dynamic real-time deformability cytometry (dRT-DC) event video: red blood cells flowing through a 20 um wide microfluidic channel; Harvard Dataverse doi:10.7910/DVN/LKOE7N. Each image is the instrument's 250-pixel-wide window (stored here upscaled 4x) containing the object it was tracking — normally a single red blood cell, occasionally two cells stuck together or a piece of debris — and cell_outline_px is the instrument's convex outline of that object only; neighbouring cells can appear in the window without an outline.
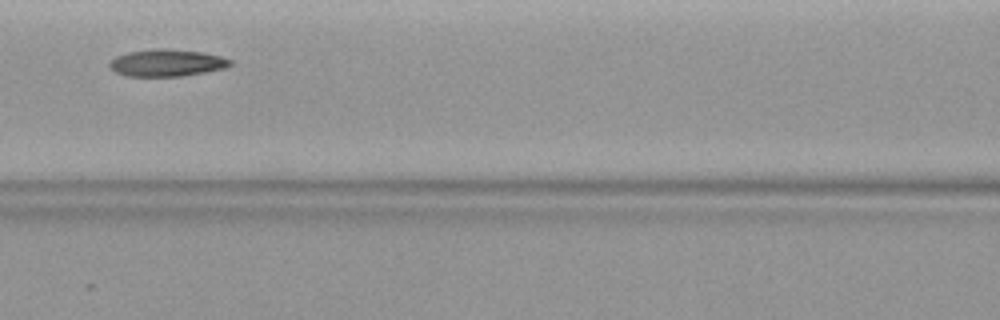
{"species": "common noctule bat (a hibernating species)", "species_latin": "Nyctalus noctula", "temperature_condition": "warm", "stored_images_in_passage": 5, "camera_frame_rate_fps": 3000, "um_per_image_px": 0.085, "animal": {"sex": "female", "body_mass_g": 19.9}, "frame": {"image": 1, "passage_image": 4, "time_ms": 3.667, "image_size_px": [1000, 320], "cell_outline_px": [[232, 64], [224, 68], [204, 72], [180, 76], [128, 76], [116, 72], [108, 64], [116, 56], [128, 52], [156, 48], [164, 48], [204, 52], [220, 56], [232, 60]], "centroid_in_image_um": [14.19, 5.33], "position_along_channel_um": 152.4, "area_um2": 18.9}}